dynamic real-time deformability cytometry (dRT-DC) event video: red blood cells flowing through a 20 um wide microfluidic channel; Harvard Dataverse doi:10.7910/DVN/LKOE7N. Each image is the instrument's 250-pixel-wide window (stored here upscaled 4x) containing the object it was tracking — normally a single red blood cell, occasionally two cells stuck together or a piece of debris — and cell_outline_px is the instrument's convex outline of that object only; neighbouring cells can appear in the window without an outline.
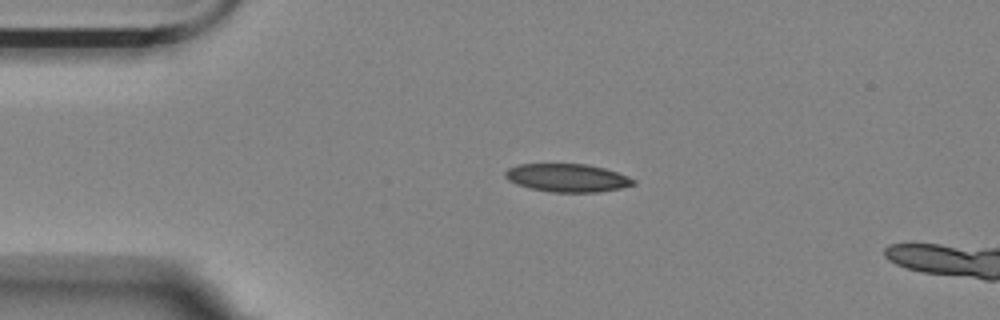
{"species": "Egyptian fruit bat (a non-hibernating species)", "species_latin": "Rousettus aegyptiacus", "temperature_condition": "room temperature", "stored_images_in_passage": 3, "camera_frame_rate_fps": 3000, "um_per_image_px": 0.085, "animal": {"sex": "female"}, "frame": {"image": 1, "passage_image": 1, "time_ms": 0.0, "image_size_px": [1000, 320], "cell_outline_px": [[636, 184], [620, 188], [596, 192], [552, 192], [532, 188], [516, 184], [508, 180], [504, 176], [504, 172], [508, 168], [520, 164], [584, 164], [604, 168], [628, 176], [636, 180]], "centroid_in_image_um": [48.21, 15.11], "position_along_channel_um": 36.8, "area_um2": 20.87}}